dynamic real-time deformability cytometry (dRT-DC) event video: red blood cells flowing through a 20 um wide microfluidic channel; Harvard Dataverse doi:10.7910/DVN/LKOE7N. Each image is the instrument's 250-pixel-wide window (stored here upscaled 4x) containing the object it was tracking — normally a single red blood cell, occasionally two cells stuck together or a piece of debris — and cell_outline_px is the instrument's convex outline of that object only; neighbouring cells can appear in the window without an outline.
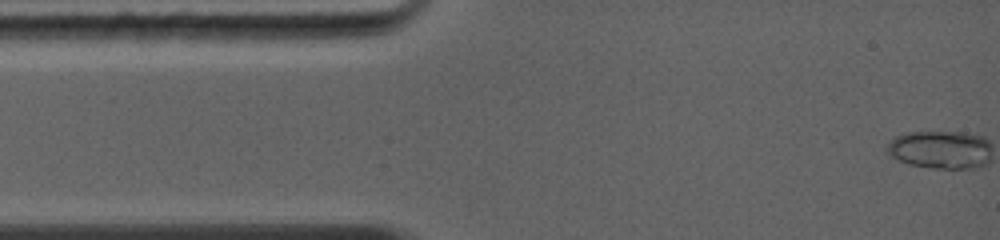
{"species": "common noctule bat (a hibernating species)", "species_latin": "Nyctalus noctula", "temperature_condition": "warm", "stored_images_in_passage": 1, "camera_frame_rate_fps": 5000, "um_per_image_px": 0.085, "animal": {"sex": "female", "body_mass_g": 19.0, "forearm_length_mm": 56.7}, "frame": {"image": 1, "passage_image": 1, "time_ms": 0.0, "image_size_px": [1000, 240], "cell_outline_px": [[916, 220], [896, 220], [840, 192], [840, 184], [880, 164], [908, 200], [912, 208]], "centroid_in_image_um": [74.72, 16.47], "position_along_channel_um": 10.3, "area_um2": 15.95}}